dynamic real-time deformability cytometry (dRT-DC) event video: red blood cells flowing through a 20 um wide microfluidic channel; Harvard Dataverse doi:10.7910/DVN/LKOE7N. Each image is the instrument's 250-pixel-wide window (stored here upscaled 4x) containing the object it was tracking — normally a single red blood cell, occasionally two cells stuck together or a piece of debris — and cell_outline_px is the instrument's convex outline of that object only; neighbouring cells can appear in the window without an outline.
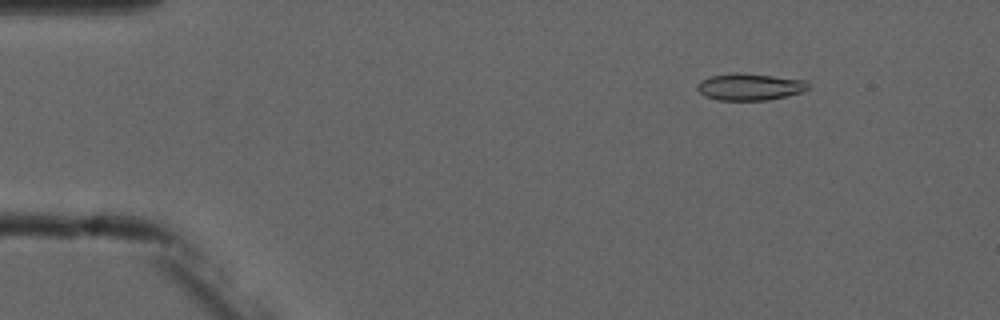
{"species": "common noctule bat (a hibernating species)", "species_latin": "Nyctalus noctula", "temperature_condition": "cold", "stored_images_in_passage": 5, "camera_frame_rate_fps": 3000, "um_per_image_px": 0.085, "animal": {"sex": "male", "forearm_length_mm": 52.5}, "frame": {"image": 1, "passage_image": 2, "time_ms": 1.333, "image_size_px": [1000, 320], "cell_outline_px": [[808, 88], [800, 92], [784, 96], [764, 100], [716, 100], [704, 96], [696, 88], [696, 84], [700, 80], [712, 76], [736, 72], [772, 76], [804, 80], [808, 84]], "centroid_in_image_um": [63.65, 7.38], "position_along_channel_um": 21.4, "area_um2": 17.11}}
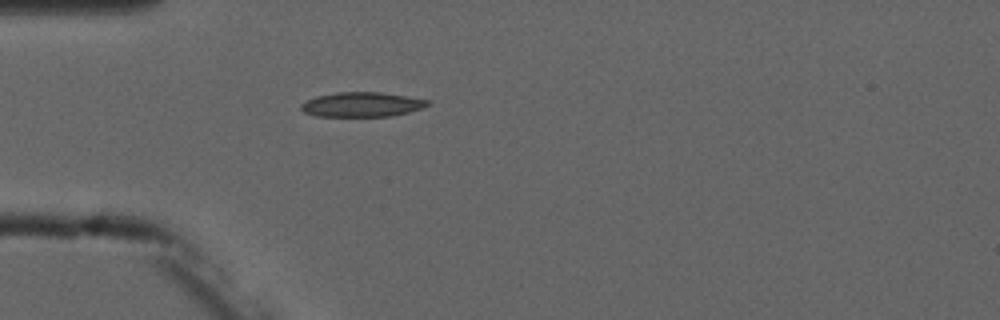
{"frame": {"image": 2, "passage_image": 5, "time_ms": 4.667, "image_size_px": [1000, 320], "cell_outline_px": [[432, 104], [424, 108], [392, 116], [316, 116], [304, 112], [300, 108], [300, 104], [316, 96], [336, 92], [380, 92], [408, 96], [428, 100]], "centroid_in_image_um": [30.79, 8.88], "position_along_channel_um": 54.2, "area_um2": 18.26}}